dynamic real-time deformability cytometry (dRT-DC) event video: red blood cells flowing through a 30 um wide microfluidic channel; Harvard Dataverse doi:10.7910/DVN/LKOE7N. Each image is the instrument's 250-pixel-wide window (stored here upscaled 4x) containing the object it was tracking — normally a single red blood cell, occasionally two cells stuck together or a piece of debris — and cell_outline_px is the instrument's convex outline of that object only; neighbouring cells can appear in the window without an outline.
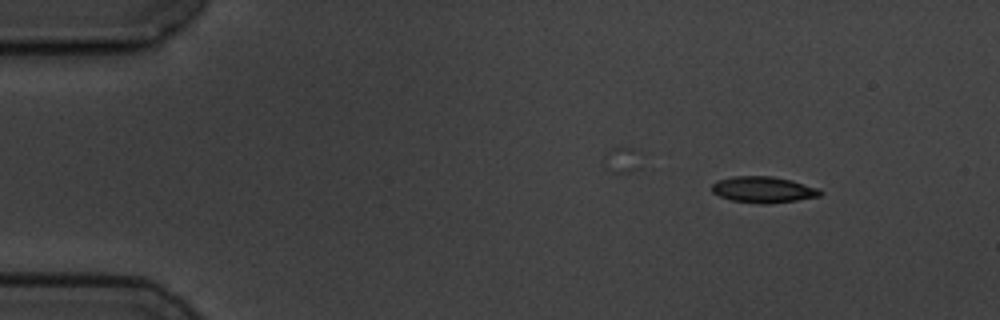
{"species": "common noctule bat (a hibernating species)", "species_latin": "Nyctalus noctula", "temperature_condition": "cold", "stored_images_in_passage": 4, "camera_frame_rate_fps": 3000, "um_per_image_px": 0.085, "animal": {"sex": "male", "body_mass_g": 19.5, "forearm_length_mm": 54.6}, "frame": {"image": 1, "passage_image": 1, "time_ms": 0.0, "image_size_px": [1000, 320], "cell_outline_px": [[824, 192], [820, 196], [796, 200], [764, 204], [760, 204], [732, 200], [720, 196], [712, 192], [712, 184], [716, 180], [732, 176], [772, 176], [792, 180], [816, 188]], "centroid_in_image_um": [64.85, 16.11], "position_along_channel_um": 20.1, "area_um2": 16.47}}
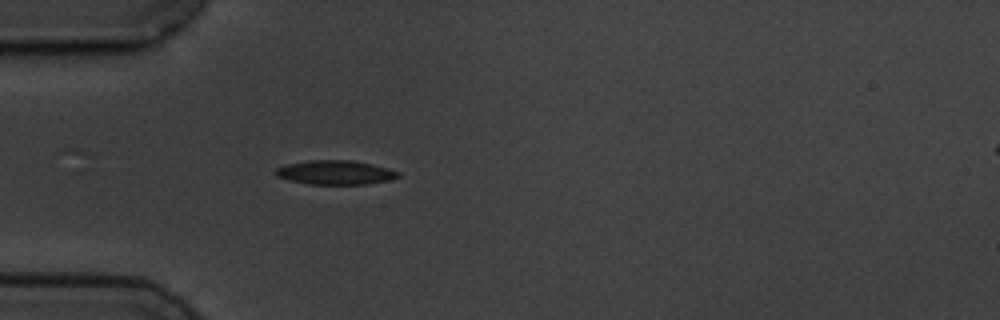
{"frame": {"image": 2, "passage_image": 4, "time_ms": 3.333, "image_size_px": [1000, 320], "cell_outline_px": [[400, 176], [388, 180], [364, 184], [308, 184], [276, 176], [272, 172], [276, 168], [284, 164], [308, 160], [356, 160], [388, 168], [400, 172]], "centroid_in_image_um": [28.47, 14.64], "position_along_channel_um": 56.5, "area_um2": 17.34}}